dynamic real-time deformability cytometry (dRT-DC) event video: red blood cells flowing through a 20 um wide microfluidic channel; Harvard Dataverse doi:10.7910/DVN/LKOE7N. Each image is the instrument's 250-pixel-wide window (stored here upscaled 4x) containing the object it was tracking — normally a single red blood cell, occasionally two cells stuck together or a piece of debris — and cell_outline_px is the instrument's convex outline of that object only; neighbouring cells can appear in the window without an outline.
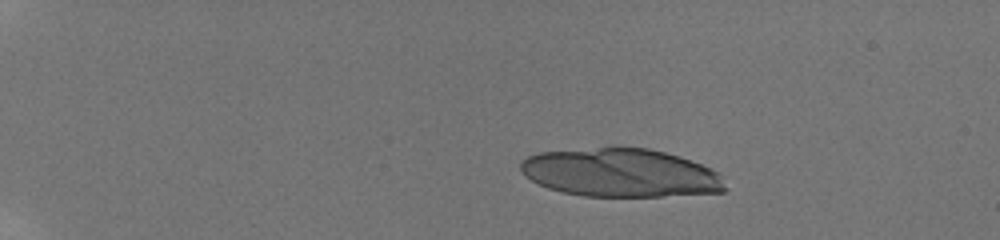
{"species": "human", "species_latin": "Homo sapiens", "temperature_condition": "room temperature", "stored_images_in_passage": 13, "camera_frame_rate_fps": 3000, "um_per_image_px": 0.085, "donor": {"sex": "male"}, "frame": {"image": 1, "passage_image": 1, "time_ms": 0.0, "image_size_px": [1000, 240], "cell_outline_px": [[728, 188], [724, 192], [664, 196], [584, 196], [564, 192], [548, 188], [532, 180], [520, 168], [520, 160], [528, 156], [540, 152], [612, 144], [648, 148], [680, 156], [700, 164], [724, 176]], "centroid_in_image_um": [52.77, 14.65], "position_along_channel_um": 32.2, "area_um2": 58.78}}